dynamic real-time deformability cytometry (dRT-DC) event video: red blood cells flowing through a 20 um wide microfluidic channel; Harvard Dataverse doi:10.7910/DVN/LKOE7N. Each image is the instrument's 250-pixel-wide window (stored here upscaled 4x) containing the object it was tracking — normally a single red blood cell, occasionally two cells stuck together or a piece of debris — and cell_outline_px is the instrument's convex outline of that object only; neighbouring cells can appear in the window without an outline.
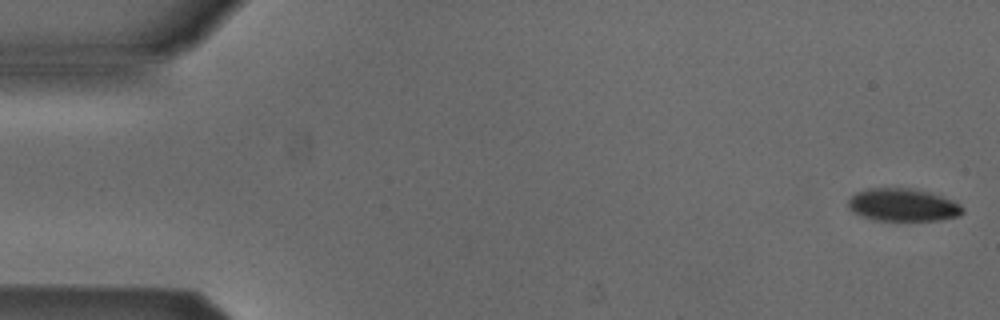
{"species": "Egyptian fruit bat (a non-hibernating species)", "species_latin": "Rousettus aegyptiacus", "temperature_condition": "cold", "stored_images_in_passage": 12, "camera_frame_rate_fps": 3000, "um_per_image_px": 0.085, "animal": {"sex": "male"}, "frame": {"image": 1, "passage_image": 1, "time_ms": 0.0, "image_size_px": [1000, 320], "cell_outline_px": [[964, 212], [956, 216], [940, 220], [876, 220], [860, 216], [852, 212], [848, 208], [848, 200], [856, 192], [868, 188], [912, 188], [928, 192], [952, 200], [960, 204], [964, 208]], "centroid_in_image_um": [76.71, 17.42], "position_along_channel_um": 8.3, "area_um2": 21.79}}